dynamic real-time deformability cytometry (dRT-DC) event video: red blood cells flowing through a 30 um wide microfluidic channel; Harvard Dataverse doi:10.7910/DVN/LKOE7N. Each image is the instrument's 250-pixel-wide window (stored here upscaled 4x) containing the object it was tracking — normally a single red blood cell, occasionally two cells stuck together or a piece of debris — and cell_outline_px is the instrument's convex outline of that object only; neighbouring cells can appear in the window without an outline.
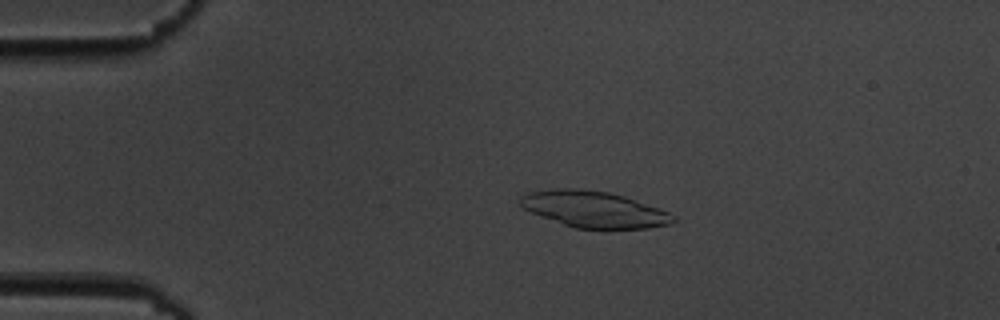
{"species": "common noctule bat (a hibernating species)", "species_latin": "Nyctalus noctula", "temperature_condition": "cold", "stored_images_in_passage": 6, "camera_frame_rate_fps": 3000, "um_per_image_px": 0.085, "animal": {"sex": "male", "body_mass_g": 19.5, "forearm_length_mm": 54.6}, "frame": {"image": 1, "passage_image": 4, "time_ms": 3.333, "image_size_px": [1000, 320], "cell_outline_px": [[676, 220], [672, 224], [648, 228], [604, 232], [576, 228], [564, 224], [532, 212], [524, 208], [520, 204], [520, 196], [528, 192], [552, 188], [580, 188], [608, 192], [624, 196], [660, 208], [676, 216]], "centroid_in_image_um": [50.56, 17.83], "position_along_channel_um": 34.4, "area_um2": 33.23}}